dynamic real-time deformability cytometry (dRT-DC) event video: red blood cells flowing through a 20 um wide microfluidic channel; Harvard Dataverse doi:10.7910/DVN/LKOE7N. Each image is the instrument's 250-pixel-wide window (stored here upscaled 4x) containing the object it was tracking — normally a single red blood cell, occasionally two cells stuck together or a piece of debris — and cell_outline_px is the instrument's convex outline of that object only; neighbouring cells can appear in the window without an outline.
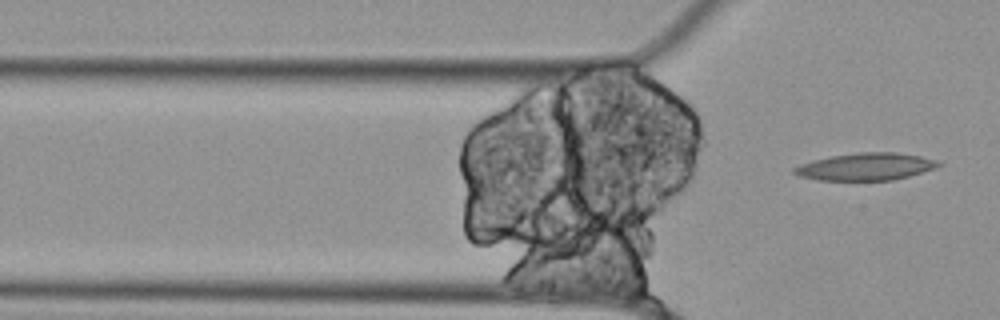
{"species": "Egyptian fruit bat (a non-hibernating species)", "species_latin": "Rousettus aegyptiacus", "temperature_condition": "cold", "stored_images_in_passage": 7, "camera_frame_rate_fps": 3000, "um_per_image_px": 0.085, "animal": {"sex": "female"}, "frame": {"image": 1, "passage_image": 7, "time_ms": 2.0, "image_size_px": [1000, 320], "cell_outline_px": [[944, 164], [936, 168], [908, 176], [892, 180], [816, 180], [800, 176], [792, 172], [792, 168], [800, 164], [812, 160], [832, 156], [856, 152], [896, 152], [920, 156], [936, 160]], "centroid_in_image_um": [73.58, 14.16], "position_along_channel_um": 52.2, "area_um2": 23.0}}